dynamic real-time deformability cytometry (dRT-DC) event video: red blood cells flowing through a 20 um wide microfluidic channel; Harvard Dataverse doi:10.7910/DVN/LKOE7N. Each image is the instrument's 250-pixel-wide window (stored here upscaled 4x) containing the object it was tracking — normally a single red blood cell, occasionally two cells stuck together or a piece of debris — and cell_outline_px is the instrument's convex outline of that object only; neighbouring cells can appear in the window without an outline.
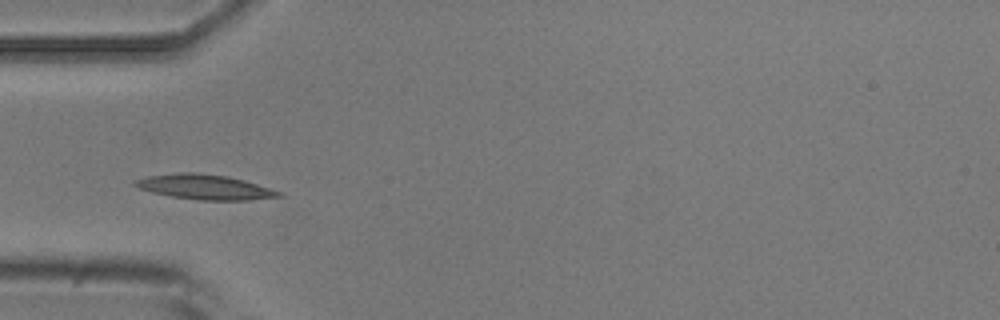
{"species": "common noctule bat (a hibernating species)", "species_latin": "Nyctalus noctula", "temperature_condition": "room temperature", "stored_images_in_passage": 10, "camera_frame_rate_fps": 3000, "um_per_image_px": 0.085, "animal": {"sex": "male", "body_mass_g": 20.5, "forearm_length_mm": 52.5}, "frame": {"image": 1, "passage_image": 4, "time_ms": 3.667, "image_size_px": [1000, 320], "cell_outline_px": [[284, 196], [248, 200], [200, 200], [172, 196], [152, 192], [140, 188], [132, 184], [136, 180], [148, 176], [176, 172], [192, 172], [228, 176], [244, 180], [284, 192]], "centroid_in_image_um": [17.46, 15.89], "position_along_channel_um": 67.5, "area_um2": 20.81}}
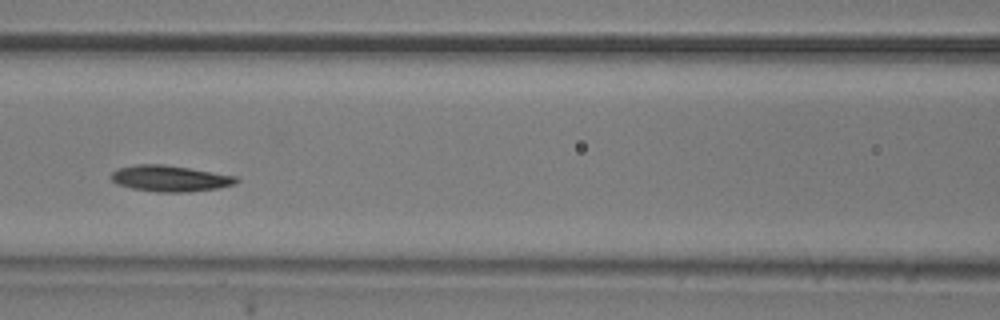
{"frame": {"image": 2, "passage_image": 6, "time_ms": 6.0, "image_size_px": [1000, 320], "cell_outline_px": [[240, 180], [236, 184], [216, 188], [188, 192], [156, 192], [132, 188], [116, 184], [112, 180], [112, 172], [120, 168], [136, 164], [164, 164], [236, 176]], "centroid_in_image_um": [14.45, 15.17], "position_along_channel_um": 152.1, "area_um2": 18.9}}
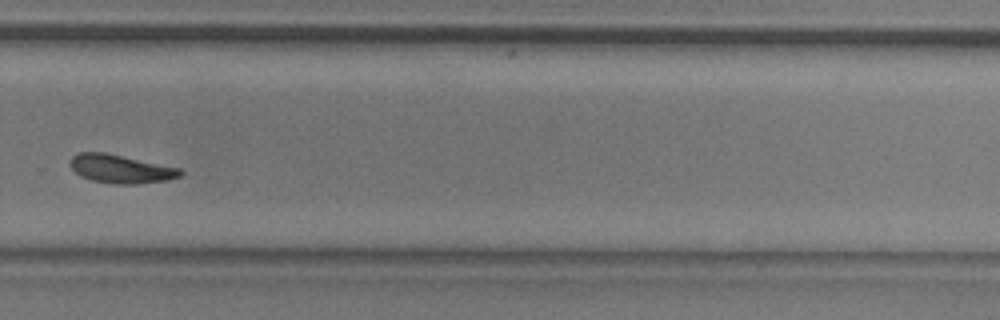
{"frame": {"image": 3, "passage_image": 10, "time_ms": 10.667, "image_size_px": [1000, 320], "cell_outline_px": [[184, 172], [180, 176], [168, 180], [136, 184], [116, 184], [92, 180], [80, 176], [68, 164], [72, 156], [80, 152], [104, 152], [180, 168]], "centroid_in_image_um": [10.25, 14.35], "position_along_channel_um": 319.5, "area_um2": 18.21}}